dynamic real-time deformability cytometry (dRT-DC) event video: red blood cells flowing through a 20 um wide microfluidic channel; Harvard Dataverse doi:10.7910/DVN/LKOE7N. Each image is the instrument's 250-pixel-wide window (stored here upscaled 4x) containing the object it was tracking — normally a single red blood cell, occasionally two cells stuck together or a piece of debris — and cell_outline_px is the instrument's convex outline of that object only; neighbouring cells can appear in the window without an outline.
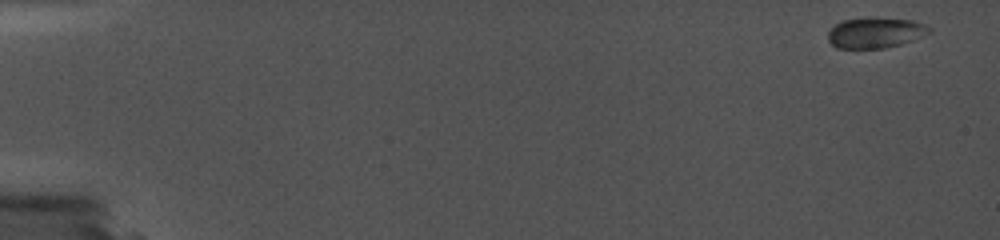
{"species": "common noctule bat (a hibernating species)", "species_latin": "Nyctalus noctula", "temperature_condition": "cold", "stored_images_in_passage": 12, "camera_frame_rate_fps": 5000, "um_per_image_px": 0.085, "animal": {"sex": "female", "body_mass_g": 19.0, "forearm_length_mm": 56.7}, "frame": {"image": 1, "passage_image": 1, "time_ms": 0.0, "image_size_px": [1000, 240], "cell_outline_px": [[932, 32], [912, 40], [900, 44], [884, 48], [836, 48], [828, 40], [828, 28], [844, 20], [868, 16], [912, 20], [924, 24], [932, 28]], "centroid_in_image_um": [74.39, 2.76], "position_along_channel_um": 10.6, "area_um2": 18.32}}
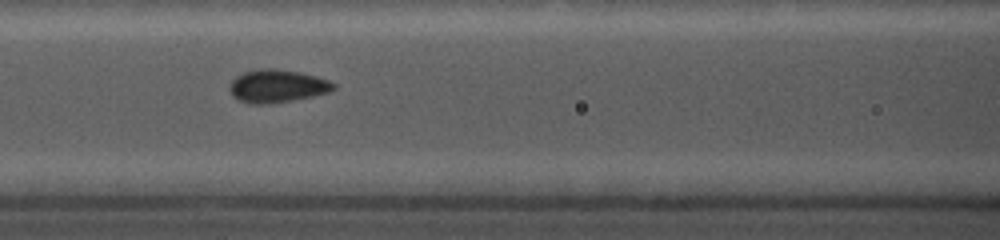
{"frame": {"image": 2, "passage_image": 9, "time_ms": 8.0, "image_size_px": [1000, 240], "cell_outline_px": [[336, 88], [328, 92], [312, 96], [292, 100], [268, 104], [252, 104], [236, 100], [232, 96], [228, 88], [232, 80], [236, 76], [244, 72], [260, 68], [272, 68], [300, 72], [316, 76], [328, 80], [336, 84]], "centroid_in_image_um": [23.52, 7.32], "position_along_channel_um": 143.1, "area_um2": 20.06}}
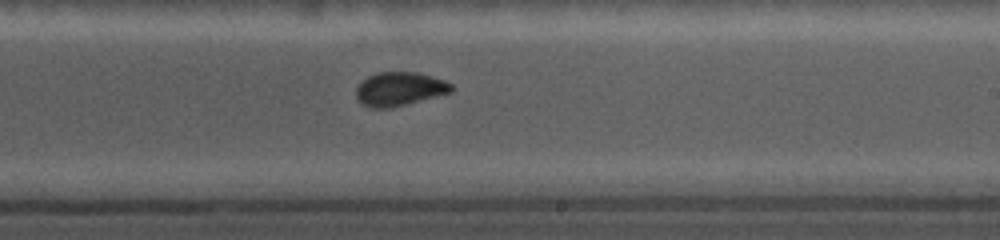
{"frame": {"image": 3, "passage_image": 12, "time_ms": 11.0, "image_size_px": [1000, 240], "cell_outline_px": [[456, 88], [452, 92], [388, 108], [368, 108], [360, 104], [356, 96], [356, 88], [368, 76], [376, 72], [416, 72], [432, 76], [444, 80], [452, 84]], "centroid_in_image_um": [33.95, 7.56], "position_along_channel_um": 255.0, "area_um2": 18.73}}